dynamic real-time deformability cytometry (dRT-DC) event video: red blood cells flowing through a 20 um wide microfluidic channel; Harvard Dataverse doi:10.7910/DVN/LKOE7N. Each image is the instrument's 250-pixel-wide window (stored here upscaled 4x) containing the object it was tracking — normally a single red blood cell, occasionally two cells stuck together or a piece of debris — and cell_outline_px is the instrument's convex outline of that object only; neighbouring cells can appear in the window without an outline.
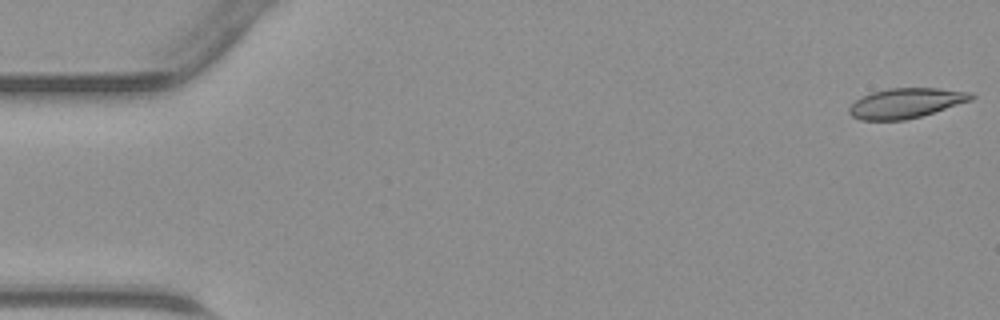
{"species": "common noctule bat (a hibernating species)", "species_latin": "Nyctalus noctula", "temperature_condition": "warm", "stored_images_in_passage": 45, "camera_frame_rate_fps": 3000, "um_per_image_px": 0.085, "animal": {"sex": "male", "body_mass_g": 23.1, "forearm_length_mm": 52.7}, "frame": {"image": 1, "passage_image": 1, "time_ms": 0.0, "image_size_px": [1000, 320], "cell_outline_px": [[976, 96], [972, 100], [920, 116], [904, 120], [860, 120], [852, 116], [848, 112], [848, 108], [856, 100], [872, 92], [888, 88], [940, 88], [972, 92]], "centroid_in_image_um": [77.01, 8.76], "position_along_channel_um": 8.0, "area_um2": 21.21}}
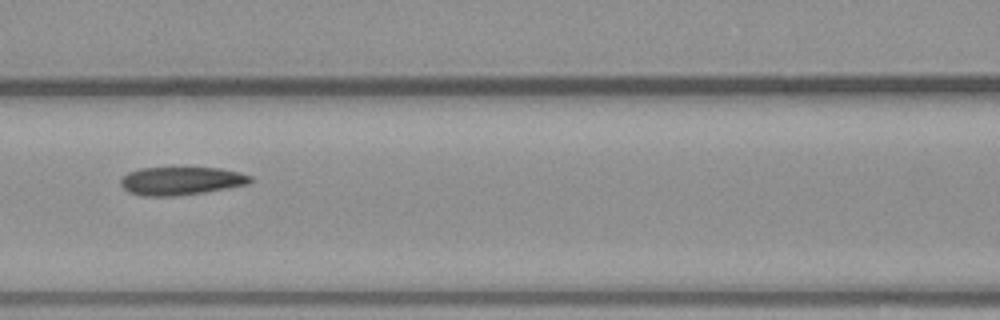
{"frame": {"image": 2, "passage_image": 20, "time_ms": 6.333, "image_size_px": [1000, 320], "cell_outline_px": [[252, 180], [248, 184], [204, 192], [176, 196], [144, 196], [128, 192], [120, 184], [120, 180], [128, 172], [140, 168], [220, 168], [240, 172], [252, 176]], "centroid_in_image_um": [15.38, 15.37], "position_along_channel_um": 151.2, "area_um2": 21.21}}
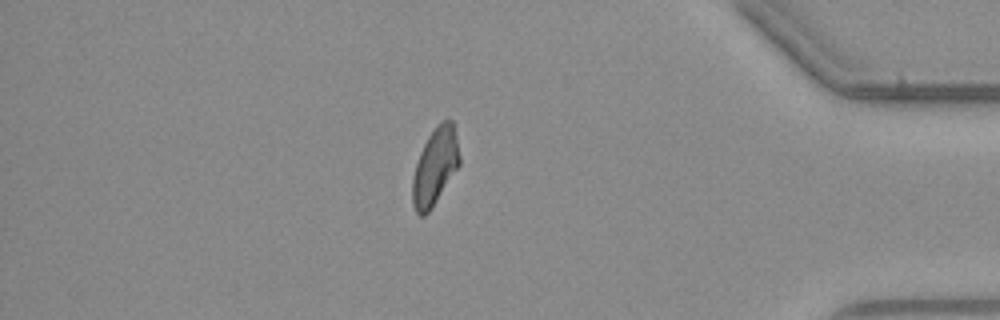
{"frame": {"image": 3, "passage_image": 39, "time_ms": 12.667, "image_size_px": [1000, 320], "cell_outline_px": [[460, 164], [432, 208], [424, 216], [420, 216], [416, 212], [412, 204], [412, 180], [416, 164], [420, 152], [428, 136], [436, 124], [440, 120], [452, 120], [456, 136], [460, 156]], "centroid_in_image_um": [36.97, 14.16], "position_along_channel_um": 398.2, "area_um2": 21.1}}